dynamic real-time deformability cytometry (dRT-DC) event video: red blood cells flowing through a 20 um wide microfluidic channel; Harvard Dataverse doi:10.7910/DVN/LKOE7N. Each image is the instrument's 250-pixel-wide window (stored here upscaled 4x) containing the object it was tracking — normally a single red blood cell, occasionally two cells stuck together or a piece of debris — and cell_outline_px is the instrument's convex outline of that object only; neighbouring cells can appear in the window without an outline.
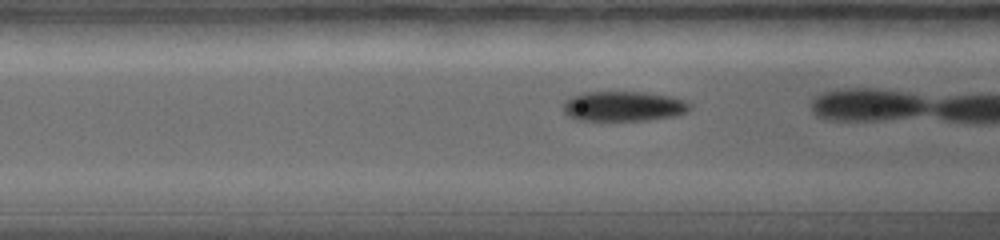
{"species": "common noctule bat (a hibernating species)", "species_latin": "Nyctalus noctula", "temperature_condition": "warm", "stored_images_in_passage": 4, "camera_frame_rate_fps": 5000, "um_per_image_px": 0.085, "animal": {"sex": "female", "body_mass_g": 19.0, "forearm_length_mm": 56.7}, "frame": {"image": 1, "passage_image": 3, "time_ms": 0.6, "image_size_px": [1000, 240], "cell_outline_px": [[692, 108], [688, 112], [676, 116], [648, 120], [576, 120], [568, 116], [564, 112], [564, 100], [572, 96], [584, 92], [644, 92], [672, 96], [688, 100], [692, 104]], "centroid_in_image_um": [53.07, 9.03], "position_along_channel_um": 113.5, "area_um2": 22.48}}